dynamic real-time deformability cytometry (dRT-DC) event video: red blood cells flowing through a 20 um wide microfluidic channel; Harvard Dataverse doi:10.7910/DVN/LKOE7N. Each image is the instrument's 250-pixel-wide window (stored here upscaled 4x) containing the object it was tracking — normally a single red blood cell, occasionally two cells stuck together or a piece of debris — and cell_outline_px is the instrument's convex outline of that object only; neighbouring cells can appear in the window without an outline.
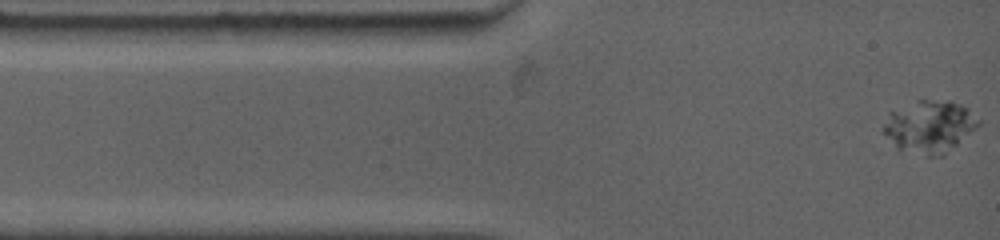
{"species": "common noctule bat (a hibernating species)", "species_latin": "Nyctalus noctula", "temperature_condition": "warm", "stored_images_in_passage": 38, "camera_frame_rate_fps": 4500, "um_per_image_px": 0.085, "animal": {"sex": "female", "body_mass_g": 19.0, "forearm_length_mm": 53.3}, "frame": {"image": 1, "passage_image": 1, "time_ms": 0.0, "image_size_px": [1000, 240], "cell_outline_px": [[980, 124], [976, 128], [944, 156], [928, 156], [896, 148], [884, 132], [884, 128], [888, 112], [916, 100], [948, 100], [964, 104], [980, 120]], "centroid_in_image_um": [79.04, 10.74], "position_along_channel_um": 6.0, "area_um2": 29.02}}
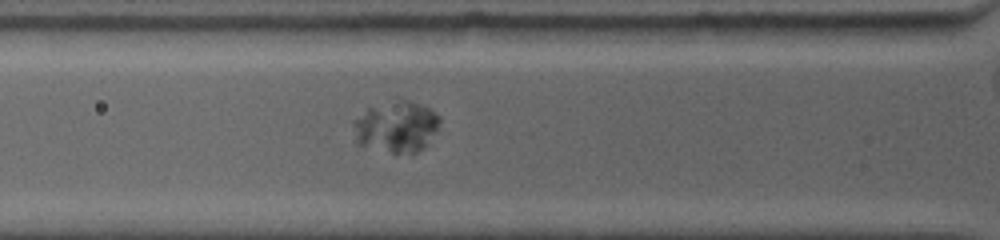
{"frame": {"image": 2, "passage_image": 21, "time_ms": 3.556, "image_size_px": [1000, 240], "cell_outline_px": [[440, 120], [436, 128], [424, 148], [416, 152], [396, 156], [356, 144], [352, 124], [352, 120], [368, 108], [396, 96], [408, 100], [428, 108], [440, 116]], "centroid_in_image_um": [33.61, 10.78], "position_along_channel_um": 92.2, "area_um2": 26.65}}
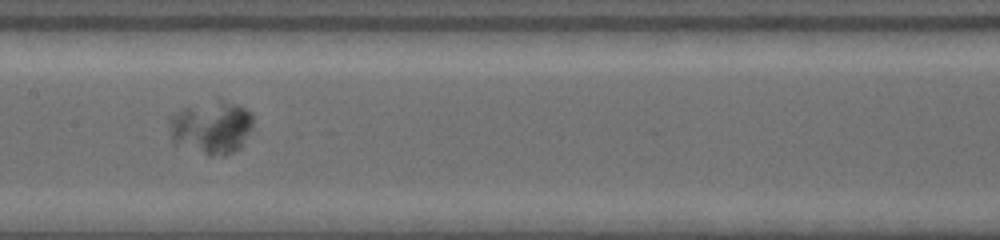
{"frame": {"image": 3, "passage_image": 37, "time_ms": 6.222, "image_size_px": [1000, 240], "cell_outline_px": [[252, 128], [240, 148], [224, 156], [208, 156], [172, 144], [168, 124], [168, 116], [184, 108], [224, 104], [236, 104], [252, 112]], "centroid_in_image_um": [17.92, 10.94], "position_along_channel_um": 189.5, "area_um2": 25.37}}